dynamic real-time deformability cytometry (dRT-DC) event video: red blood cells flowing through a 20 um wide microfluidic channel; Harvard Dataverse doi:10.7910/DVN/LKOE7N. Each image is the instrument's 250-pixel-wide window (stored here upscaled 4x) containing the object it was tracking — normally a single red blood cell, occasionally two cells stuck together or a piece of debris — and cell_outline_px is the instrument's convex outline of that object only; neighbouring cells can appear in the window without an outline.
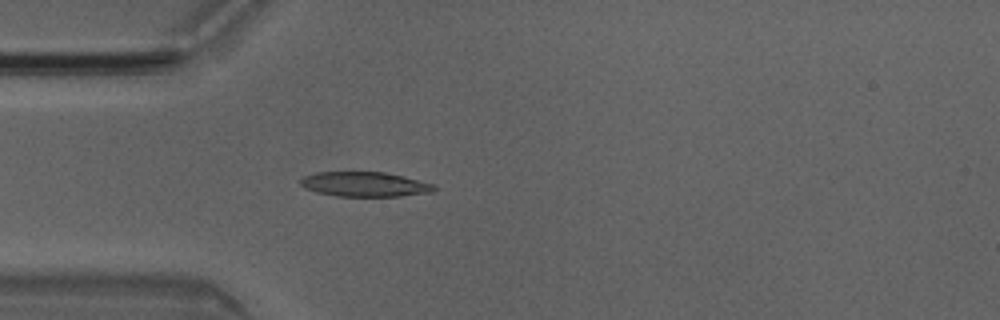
{"species": "Egyptian fruit bat (a non-hibernating species)", "species_latin": "Rousettus aegyptiacus", "temperature_condition": "room temperature", "stored_images_in_passage": 2, "camera_frame_rate_fps": 3000, "um_per_image_px": 0.085, "animal": {"sex": "male"}, "frame": {"image": 1, "passage_image": 2, "time_ms": 0.333, "image_size_px": [1000, 320], "cell_outline_px": [[436, 188], [432, 192], [400, 196], [336, 196], [316, 192], [304, 188], [300, 184], [300, 180], [304, 176], [316, 172], [384, 172], [404, 176], [432, 184]], "centroid_in_image_um": [30.96, 15.66], "position_along_channel_um": 54.0, "area_um2": 19.19}}